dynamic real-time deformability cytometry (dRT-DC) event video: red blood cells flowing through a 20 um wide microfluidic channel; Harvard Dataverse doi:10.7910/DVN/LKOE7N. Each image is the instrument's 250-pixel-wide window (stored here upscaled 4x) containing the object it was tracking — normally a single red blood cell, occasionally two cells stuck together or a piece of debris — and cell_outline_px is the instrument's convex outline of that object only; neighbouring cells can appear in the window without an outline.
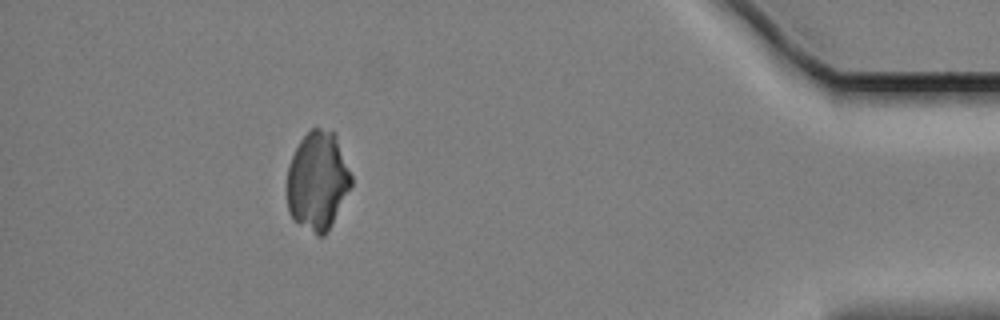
{"species": "Egyptian fruit bat (a non-hibernating species)", "species_latin": "Rousettus aegyptiacus", "temperature_condition": "cold", "stored_images_in_passage": 45, "camera_frame_rate_fps": 3000, "um_per_image_px": 0.085, "animal": {"sex": "female"}, "frame": {"image": 1, "passage_image": 39, "time_ms": 12.667, "image_size_px": [1000, 320], "cell_outline_px": [[352, 184], [328, 232], [324, 236], [316, 236], [292, 220], [288, 212], [288, 168], [292, 156], [300, 140], [312, 128], [320, 128], [336, 132], [352, 176]], "centroid_in_image_um": [27.01, 15.39], "position_along_channel_um": 408.2, "area_um2": 37.17}}